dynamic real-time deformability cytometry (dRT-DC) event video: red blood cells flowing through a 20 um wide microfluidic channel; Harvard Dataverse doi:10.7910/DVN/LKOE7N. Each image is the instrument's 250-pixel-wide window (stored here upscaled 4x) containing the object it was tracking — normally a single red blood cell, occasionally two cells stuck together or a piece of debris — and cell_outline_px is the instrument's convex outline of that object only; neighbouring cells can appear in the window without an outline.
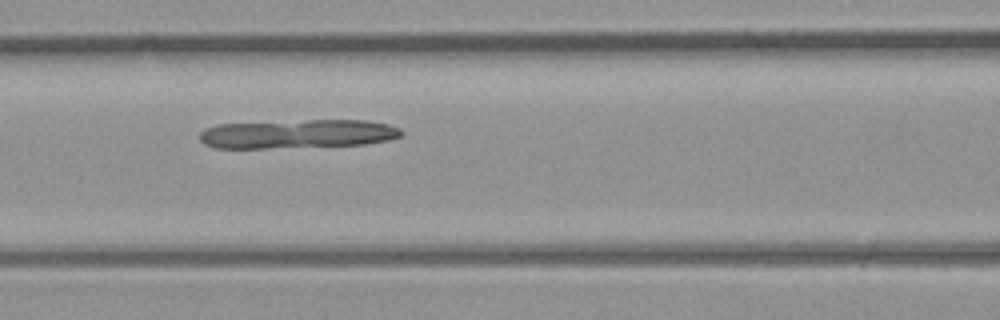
{"species": "common noctule bat (a hibernating species)", "species_latin": "Nyctalus noctula", "temperature_condition": "room temperature", "stored_images_in_passage": 21, "camera_frame_rate_fps": 3000, "um_per_image_px": 0.085, "animal": {"sex": "male", "body_mass_g": 23.1, "forearm_length_mm": 52.7}, "frame": {"image": 1, "passage_image": 5, "time_ms": 1.333, "image_size_px": [1000, 320], "cell_outline_px": [[404, 132], [400, 136], [388, 140], [364, 144], [268, 148], [216, 148], [204, 144], [200, 140], [200, 132], [204, 128], [220, 124], [308, 120], [368, 120], [388, 124], [400, 128]], "centroid_in_image_um": [25.3, 11.38], "position_along_channel_um": 141.3, "area_um2": 33.87}}